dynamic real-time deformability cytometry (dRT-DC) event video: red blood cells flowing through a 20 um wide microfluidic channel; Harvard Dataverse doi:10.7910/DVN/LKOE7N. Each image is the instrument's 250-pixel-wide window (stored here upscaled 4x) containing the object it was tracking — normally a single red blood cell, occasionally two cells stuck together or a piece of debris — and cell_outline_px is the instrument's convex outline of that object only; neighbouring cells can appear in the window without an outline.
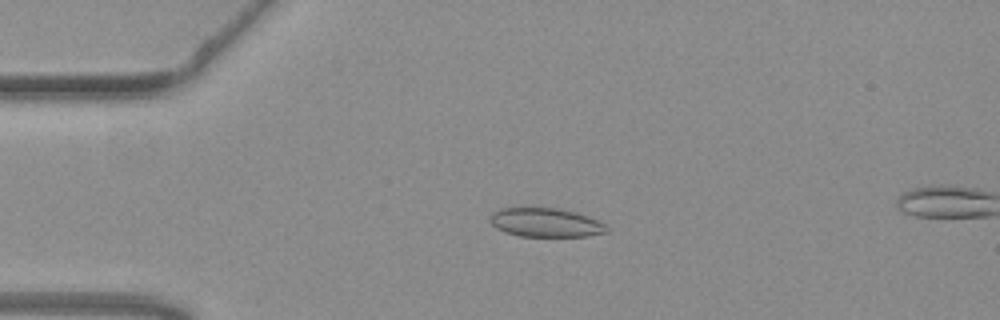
{"species": "common noctule bat (a hibernating species)", "species_latin": "Nyctalus noctula", "temperature_condition": "warm", "stored_images_in_passage": 55, "camera_frame_rate_fps": 3000, "um_per_image_px": 0.085, "animal": {"sex": "female", "body_mass_g": 19.3, "forearm_length_mm": 54.1}, "frame": {"image": 1, "passage_image": 13, "time_ms": 4.0, "image_size_px": [1000, 320], "cell_outline_px": [[608, 232], [588, 236], [520, 236], [504, 232], [496, 228], [488, 220], [492, 212], [500, 208], [512, 204], [556, 208], [576, 212], [588, 216], [604, 224], [608, 228]], "centroid_in_image_um": [46.27, 18.86], "position_along_channel_um": 38.7, "area_um2": 20.46}}
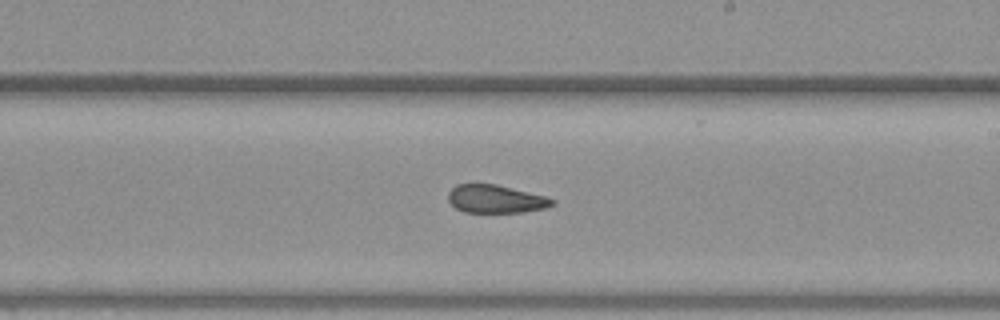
{"frame": {"image": 2, "passage_image": 32, "time_ms": 10.333, "image_size_px": [1000, 320], "cell_outline_px": [[556, 204], [544, 208], [524, 212], [464, 212], [456, 208], [448, 200], [448, 192], [456, 184], [496, 184], [544, 196], [556, 200]], "centroid_in_image_um": [42.13, 16.91], "position_along_channel_um": 246.9, "area_um2": 16.94}}
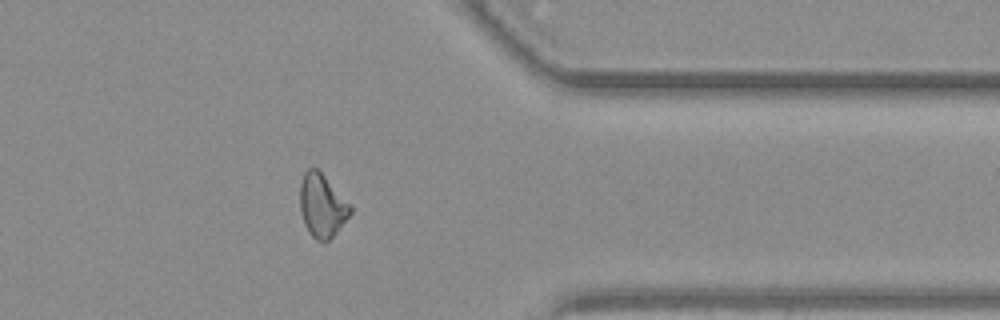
{"frame": {"image": 3, "passage_image": 44, "time_ms": 14.333, "image_size_px": [1000, 320], "cell_outline_px": [[352, 212], [332, 236], [324, 244], [316, 240], [308, 232], [304, 224], [300, 212], [300, 184], [304, 172], [308, 168], [316, 168], [352, 204]], "centroid_in_image_um": [27.37, 17.49], "position_along_channel_um": 384.0, "area_um2": 18.61}, "authors_computed_cell_mechanics": {"area_um2": 18.785, "velocity_mm_per_s": 3.775, "shape_relaxation_time_tau1_ms": null, "shape_relaxation_time_tau2_ms": 2.4735, "deformation_change_tau1": null, "deformation_change_tau2": 0.0662}}